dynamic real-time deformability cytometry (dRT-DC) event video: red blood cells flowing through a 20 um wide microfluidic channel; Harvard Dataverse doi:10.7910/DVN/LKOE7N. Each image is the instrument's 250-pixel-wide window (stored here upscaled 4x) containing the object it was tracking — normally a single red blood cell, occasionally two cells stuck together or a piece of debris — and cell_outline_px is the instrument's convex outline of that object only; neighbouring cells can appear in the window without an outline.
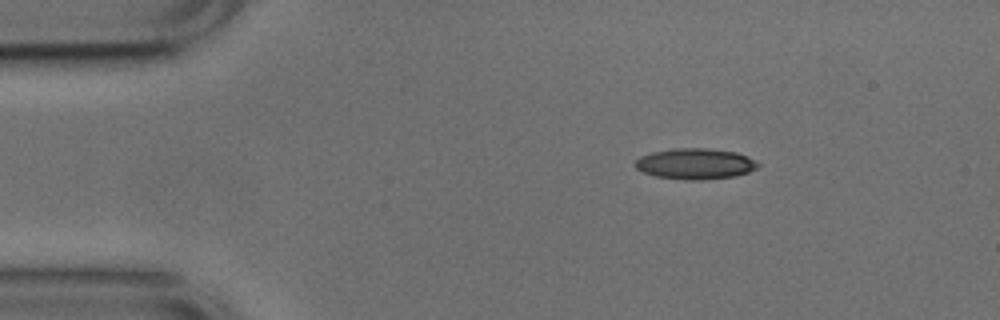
{"species": "common noctule bat (a hibernating species)", "species_latin": "Nyctalus noctula", "temperature_condition": "cold", "stored_images_in_passage": 44, "camera_frame_rate_fps": 3000, "um_per_image_px": 0.085, "animal": {"sex": "male", "body_mass_g": 17.9, "forearm_length_mm": 54.2}, "frame": {"image": 1, "passage_image": 1, "time_ms": 0.0, "image_size_px": [1000, 320], "cell_outline_px": [[760, 164], [756, 168], [748, 172], [736, 176], [700, 180], [688, 180], [656, 176], [644, 172], [636, 168], [632, 164], [640, 156], [652, 152], [672, 148], [708, 148], [736, 152], [748, 156]], "centroid_in_image_um": [59.08, 13.91], "position_along_channel_um": 25.9, "area_um2": 22.14}}
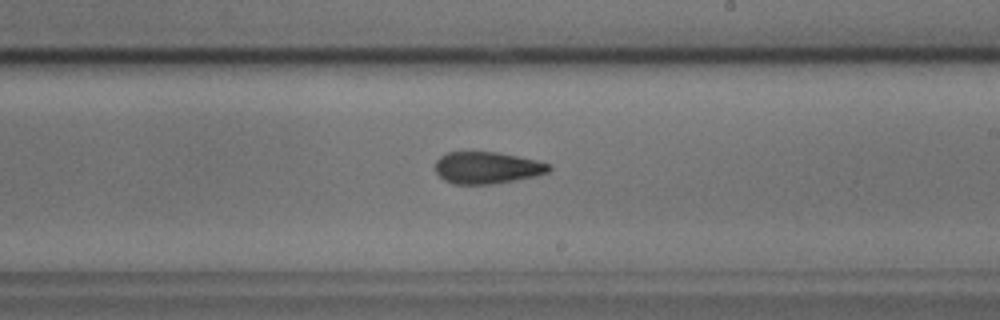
{"frame": {"image": 2, "passage_image": 23, "time_ms": 7.333, "image_size_px": [1000, 320], "cell_outline_px": [[552, 168], [548, 172], [536, 176], [516, 180], [492, 184], [452, 184], [444, 180], [436, 172], [436, 160], [440, 156], [448, 152], [496, 152], [536, 160], [552, 164]], "centroid_in_image_um": [41.41, 14.26], "position_along_channel_um": 247.6, "area_um2": 21.15}}
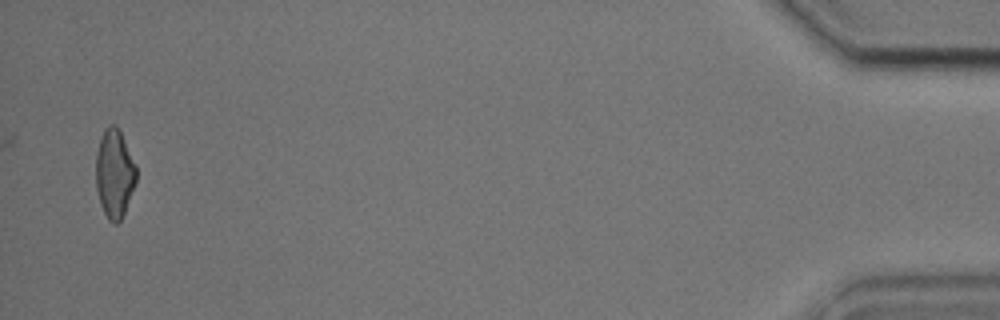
{"frame": {"image": 3, "passage_image": 44, "time_ms": 14.333, "image_size_px": [1000, 320], "cell_outline_px": [[136, 184], [124, 212], [120, 220], [116, 224], [108, 220], [100, 204], [96, 188], [96, 152], [104, 128], [108, 124], [116, 124], [136, 164]], "centroid_in_image_um": [9.72, 14.74], "position_along_channel_um": 425.5, "area_um2": 20.87}, "authors_computed_cell_mechanics": {"area_um2": 21.386, "velocity_mm_per_s": 3.7996, "shape_relaxation_time_tau1_ms": 9.2671, "shape_relaxation_time_tau2_ms": 4.3797, "deformation_change_tau1": 0.2159, "deformation_change_tau2": 0.1233}}